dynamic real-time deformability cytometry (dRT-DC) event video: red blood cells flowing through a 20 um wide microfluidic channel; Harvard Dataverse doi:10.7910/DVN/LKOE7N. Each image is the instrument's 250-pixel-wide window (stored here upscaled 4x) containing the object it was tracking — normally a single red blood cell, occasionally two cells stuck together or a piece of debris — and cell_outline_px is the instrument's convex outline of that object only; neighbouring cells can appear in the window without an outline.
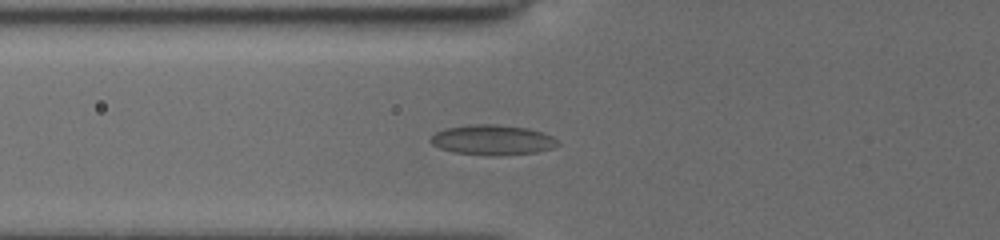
{"species": "common noctule bat (a hibernating species)", "species_latin": "Nyctalus noctula", "temperature_condition": "cold", "stored_images_in_passage": 25, "camera_frame_rate_fps": 3000, "um_per_image_px": 0.085, "animal": {"sex": "female", "body_mass_g": 19.5, "forearm_length_mm": 54.1}, "frame": {"image": 1, "passage_image": 6, "time_ms": 2.0, "image_size_px": [1000, 240], "cell_outline_px": [[560, 144], [552, 148], [536, 152], [500, 156], [488, 156], [452, 152], [440, 148], [432, 144], [428, 140], [436, 132], [448, 128], [476, 124], [496, 124], [528, 128], [552, 136]], "centroid_in_image_um": [41.85, 11.91], "position_along_channel_um": 83.9, "area_um2": 22.31}}
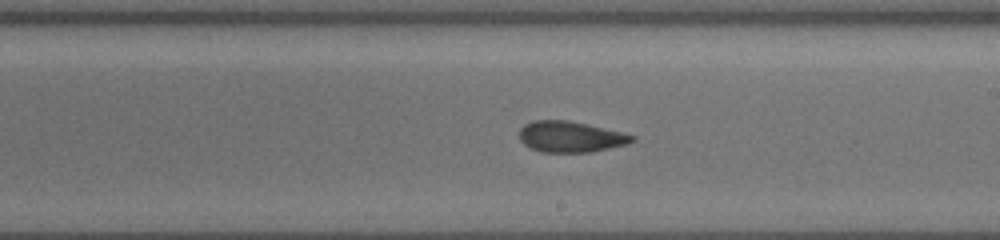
{"frame": {"image": 2, "passage_image": 16, "time_ms": 6.0, "image_size_px": [1000, 240], "cell_outline_px": [[636, 140], [628, 144], [588, 152], [540, 152], [528, 148], [520, 140], [520, 128], [524, 124], [532, 120], [568, 120], [588, 124], [624, 132], [636, 136]], "centroid_in_image_um": [48.49, 11.62], "position_along_channel_um": 240.5, "area_um2": 20.58}}
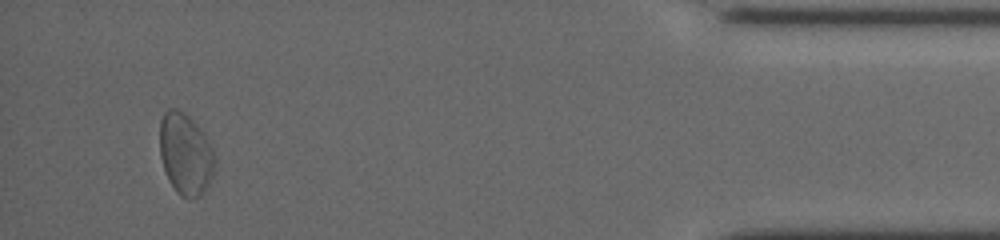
{"frame": {"image": 3, "passage_image": 24, "time_ms": 12.0, "image_size_px": [1000, 240], "cell_outline_px": [[216, 168], [208, 184], [200, 196], [192, 200], [188, 200], [180, 196], [176, 192], [168, 180], [160, 156], [160, 120], [164, 112], [168, 108], [176, 108], [184, 112], [200, 128], [208, 140], [216, 156]], "centroid_in_image_um": [15.78, 13.11], "position_along_channel_um": 419.4, "area_um2": 26.59}}